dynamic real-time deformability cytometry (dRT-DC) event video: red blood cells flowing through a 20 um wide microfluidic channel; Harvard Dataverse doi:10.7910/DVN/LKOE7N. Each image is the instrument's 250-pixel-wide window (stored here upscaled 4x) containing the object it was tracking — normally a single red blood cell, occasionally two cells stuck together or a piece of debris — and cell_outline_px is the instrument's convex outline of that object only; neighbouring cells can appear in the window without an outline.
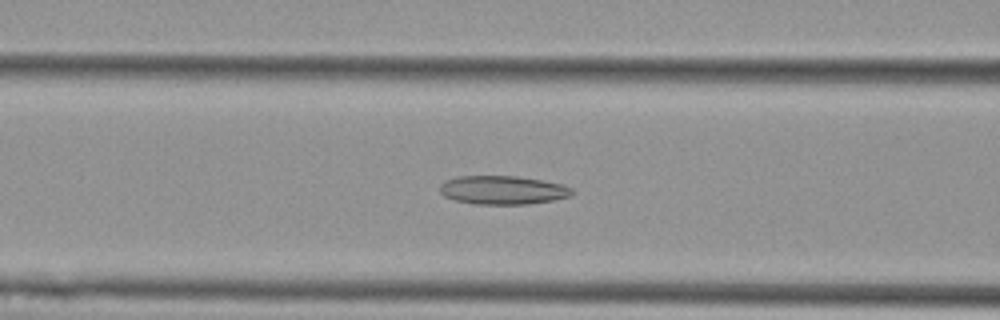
{"species": "Egyptian fruit bat (a non-hibernating species)", "species_latin": "Rousettus aegyptiacus", "temperature_condition": "cold", "stored_images_in_passage": 55, "camera_frame_rate_fps": 3000, "um_per_image_px": 0.085, "animal": {"sex": "female"}, "frame": {"image": 1, "passage_image": 22, "time_ms": 7.0, "image_size_px": [1000, 320], "cell_outline_px": [[572, 196], [552, 200], [528, 204], [476, 204], [456, 200], [444, 196], [440, 192], [440, 184], [444, 180], [456, 176], [516, 176], [564, 184], [572, 188]], "centroid_in_image_um": [42.72, 16.15], "position_along_channel_um": 123.9, "area_um2": 22.08}}
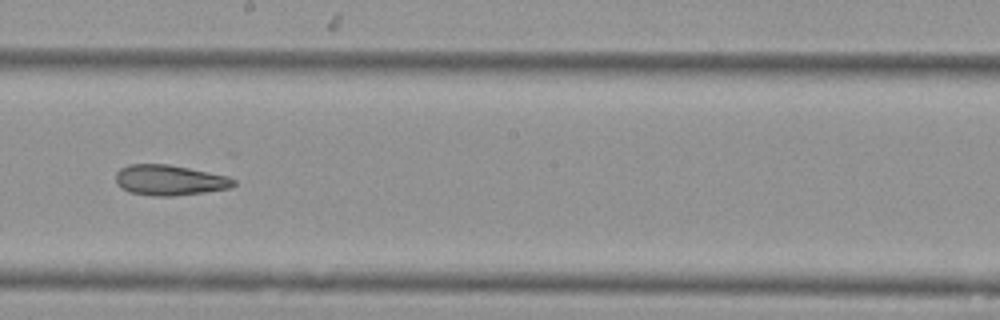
{"frame": {"image": 2, "passage_image": 31, "time_ms": 10.0, "image_size_px": [1000, 320], "cell_outline_px": [[236, 184], [232, 188], [204, 192], [172, 196], [152, 196], [128, 192], [120, 188], [116, 184], [116, 172], [120, 168], [128, 164], [168, 164], [228, 176], [236, 180]], "centroid_in_image_um": [14.39, 15.32], "position_along_channel_um": 233.8, "area_um2": 21.1}}
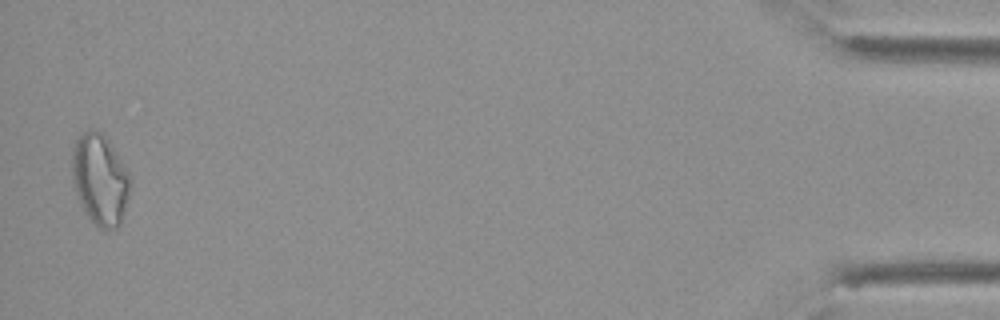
{"frame": {"image": 3, "passage_image": 54, "time_ms": 17.667, "image_size_px": [1000, 320], "cell_outline_px": [[132, 184], [120, 224], [116, 228], [100, 228], [88, 216], [80, 204], [72, 184], [72, 148], [80, 132], [92, 128], [100, 132], [108, 140], [132, 176]], "centroid_in_image_um": [8.5, 15.22], "position_along_channel_um": 426.7, "area_um2": 31.04}, "authors_computed_cell_mechanics": {"area_um2": 24.9696, "velocity_mm_per_s": 3.6772, "shape_relaxation_time_tau1_ms": null, "shape_relaxation_time_tau2_ms": 5.9325, "deformation_change_tau1": null, "deformation_change_tau2": 0.1483}}